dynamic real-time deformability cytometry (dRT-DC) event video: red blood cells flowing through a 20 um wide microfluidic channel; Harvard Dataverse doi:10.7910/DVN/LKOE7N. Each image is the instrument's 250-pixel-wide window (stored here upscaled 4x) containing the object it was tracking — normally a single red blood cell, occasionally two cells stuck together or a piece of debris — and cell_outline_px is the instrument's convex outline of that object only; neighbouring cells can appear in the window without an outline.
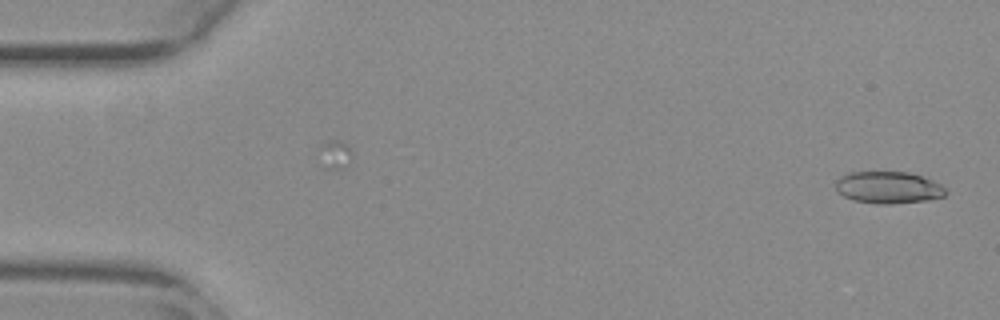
{"species": "common noctule bat (a hibernating species)", "species_latin": "Nyctalus noctula", "temperature_condition": "warm", "stored_images_in_passage": 54, "camera_frame_rate_fps": 3000, "um_per_image_px": 0.085, "animal": {"sex": "female", "body_mass_g": 29.2, "forearm_length_mm": 56.3}, "frame": {"image": 1, "passage_image": 1, "time_ms": 0.0, "image_size_px": [1000, 320], "cell_outline_px": [[948, 192], [944, 196], [924, 200], [892, 204], [876, 204], [852, 200], [836, 192], [836, 180], [840, 176], [852, 172], [908, 172], [932, 180], [940, 184]], "centroid_in_image_um": [75.47, 15.94], "position_along_channel_um": 9.5, "area_um2": 20.46}}
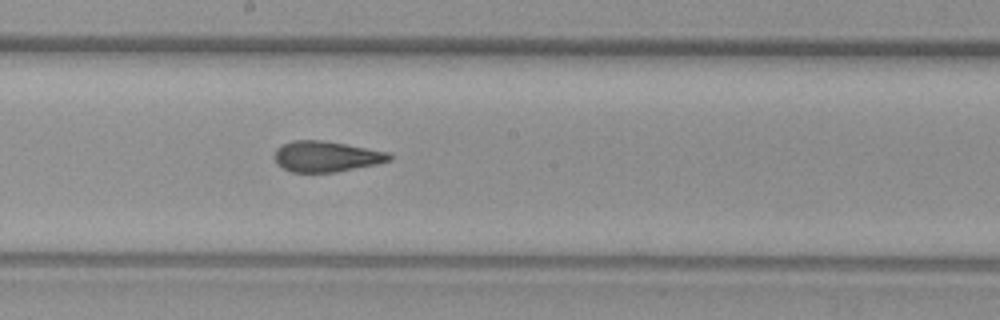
{"frame": {"image": 2, "passage_image": 29, "time_ms": 9.333, "image_size_px": [1000, 320], "cell_outline_px": [[392, 160], [376, 164], [336, 172], [292, 172], [276, 164], [272, 156], [276, 148], [292, 140], [320, 140], [344, 144], [388, 152], [392, 156]], "centroid_in_image_um": [27.68, 13.3], "position_along_channel_um": 220.5, "area_um2": 20.52}}
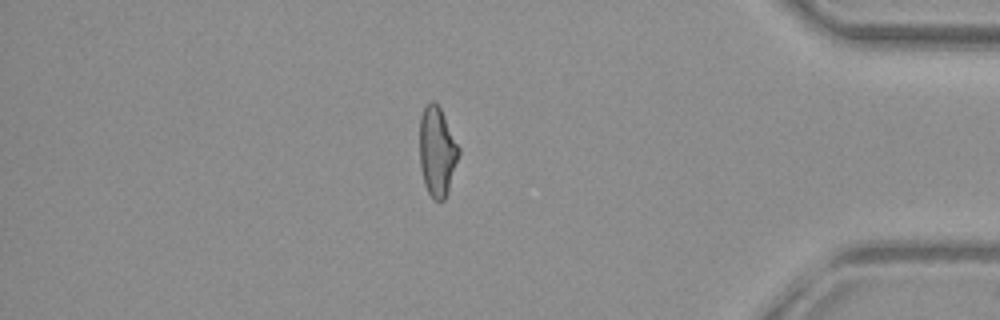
{"frame": {"image": 3, "passage_image": 46, "time_ms": 15.0, "image_size_px": [1000, 320], "cell_outline_px": [[460, 152], [444, 200], [436, 200], [428, 192], [424, 184], [420, 168], [420, 116], [424, 108], [432, 100], [440, 108], [460, 148]], "centroid_in_image_um": [37.14, 12.86], "position_along_channel_um": 398.1, "area_um2": 20.0}, "authors_computed_cell_mechanics": {"area_um2": 20.9814, "velocity_mm_per_s": 3.7884, "shape_relaxation_time_tau1_ms": null, "shape_relaxation_time_tau2_ms": 1.7092, "deformation_change_tau1": null, "deformation_change_tau2": 0.0867}}